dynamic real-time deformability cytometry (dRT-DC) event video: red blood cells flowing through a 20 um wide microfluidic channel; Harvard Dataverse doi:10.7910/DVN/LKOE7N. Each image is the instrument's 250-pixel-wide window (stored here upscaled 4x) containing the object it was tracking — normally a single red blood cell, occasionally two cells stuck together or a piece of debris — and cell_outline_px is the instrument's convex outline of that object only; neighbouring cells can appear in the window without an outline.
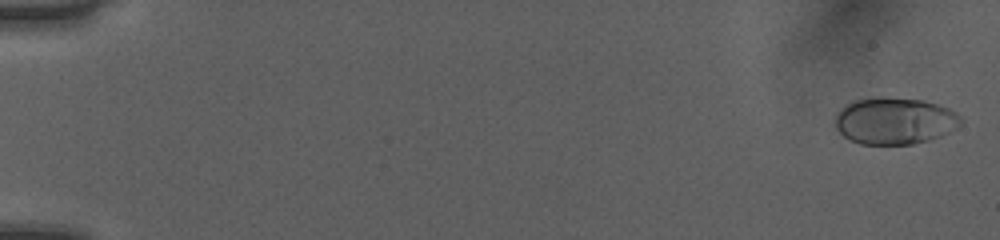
{"species": "human", "species_latin": "Homo sapiens", "temperature_condition": "room temperature", "stored_images_in_passage": 52, "camera_frame_rate_fps": 3000, "um_per_image_px": 0.085, "donor": {"sex": "female"}, "frame": {"image": 1, "passage_image": 2, "time_ms": 0.333, "image_size_px": [1000, 240], "cell_outline_px": [[964, 120], [956, 128], [940, 136], [928, 140], [912, 144], [860, 144], [844, 136], [836, 128], [836, 112], [844, 104], [852, 100], [876, 96], [888, 96], [924, 100], [948, 108], [956, 112]], "centroid_in_image_um": [76.03, 10.24], "position_along_channel_um": 9.0, "area_um2": 34.68}}
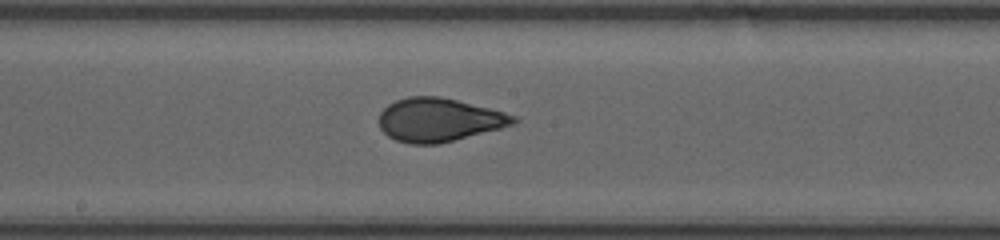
{"frame": {"image": 2, "passage_image": 30, "time_ms": 9.667, "image_size_px": [1000, 240], "cell_outline_px": [[520, 120], [516, 124], [440, 144], [408, 144], [396, 140], [388, 136], [380, 128], [380, 112], [388, 104], [396, 100], [408, 96], [440, 96], [504, 112], [516, 116]], "centroid_in_image_um": [37.32, 10.19], "position_along_channel_um": 210.9, "area_um2": 34.1}}
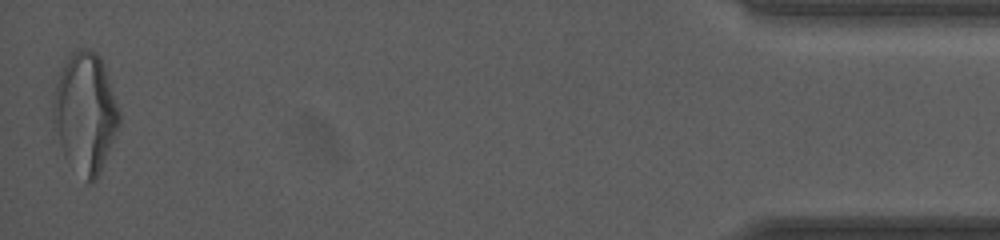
{"frame": {"image": 3, "passage_image": 52, "time_ms": 17.0, "image_size_px": [1000, 240], "cell_outline_px": [[120, 124], [100, 172], [96, 180], [92, 184], [88, 184], [64, 156], [52, 124], [52, 100], [56, 84], [60, 72], [68, 56], [72, 52], [84, 48], [88, 48], [96, 52], [100, 56], [104, 64], [120, 112]], "centroid_in_image_um": [7.23, 9.59], "position_along_channel_um": 428.0, "area_um2": 46.41}, "authors_computed_cell_mechanics": {"area_um2": 33.9864, "velocity_mm_per_s": 4.0473, "shape_relaxation_time_tau1_ms": 3.9229, "shape_relaxation_time_tau2_ms": 0.8052, "deformation_change_tau1": 0.1641, "deformation_change_tau2": 0.0446}}